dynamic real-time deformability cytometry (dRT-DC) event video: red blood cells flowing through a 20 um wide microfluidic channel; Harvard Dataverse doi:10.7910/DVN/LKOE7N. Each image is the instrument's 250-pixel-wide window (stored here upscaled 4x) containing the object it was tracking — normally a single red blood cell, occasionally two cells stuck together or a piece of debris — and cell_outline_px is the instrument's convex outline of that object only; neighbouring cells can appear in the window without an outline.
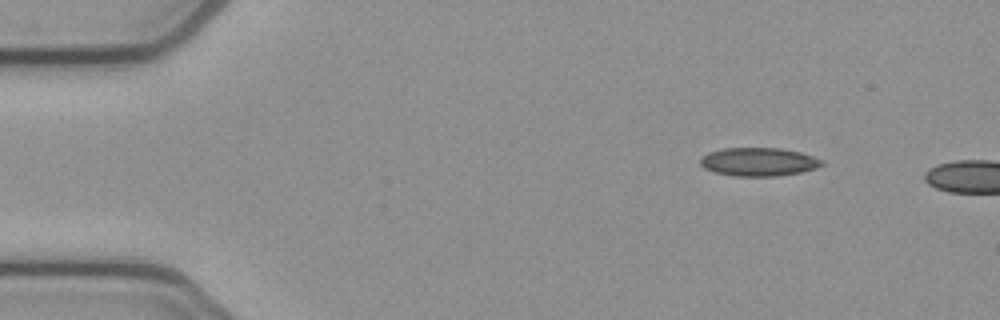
{"species": "common noctule bat (a hibernating species)", "species_latin": "Nyctalus noctula", "temperature_condition": "cold", "stored_images_in_passage": 3, "camera_frame_rate_fps": 3000, "um_per_image_px": 0.085, "animal": {"sex": "female", "body_mass_g": 21.9}, "frame": {"image": 1, "passage_image": 1, "time_ms": 0.0, "image_size_px": [1000, 320], "cell_outline_px": [[824, 164], [816, 168], [800, 172], [776, 176], [732, 176], [712, 172], [704, 168], [700, 164], [700, 156], [708, 152], [724, 148], [780, 148], [800, 152], [824, 160]], "centroid_in_image_um": [64.45, 13.76], "position_along_channel_um": 20.6, "area_um2": 20.29}}